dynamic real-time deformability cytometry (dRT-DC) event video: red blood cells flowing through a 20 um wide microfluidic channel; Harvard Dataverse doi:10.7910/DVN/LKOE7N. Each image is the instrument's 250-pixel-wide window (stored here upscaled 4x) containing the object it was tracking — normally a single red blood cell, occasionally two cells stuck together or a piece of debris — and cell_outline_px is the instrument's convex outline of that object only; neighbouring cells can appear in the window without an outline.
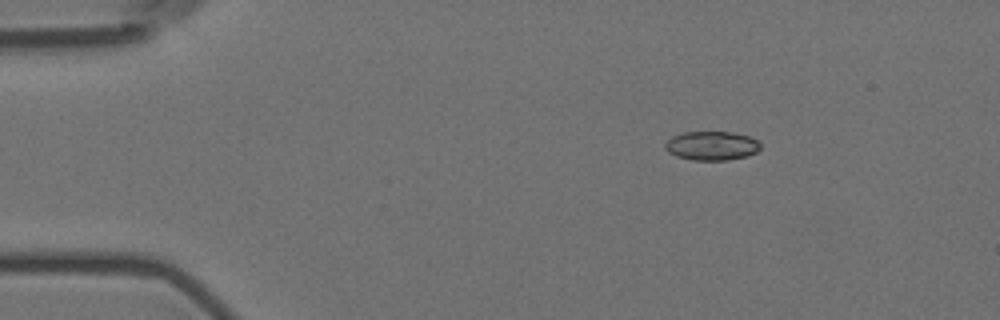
{"species": "Egyptian fruit bat (a non-hibernating species)", "species_latin": "Rousettus aegyptiacus", "temperature_condition": "room temperature", "stored_images_in_passage": 4, "camera_frame_rate_fps": 3000, "um_per_image_px": 0.085, "animal": {"sex": "female"}, "frame": {"image": 1, "passage_image": 2, "time_ms": 1.0, "image_size_px": [1000, 320], "cell_outline_px": [[760, 148], [756, 152], [748, 156], [728, 160], [692, 160], [676, 156], [668, 152], [664, 148], [664, 144], [672, 136], [684, 132], [736, 132], [748, 136], [756, 140], [760, 144]], "centroid_in_image_um": [60.48, 12.39], "position_along_channel_um": 24.5, "area_um2": 16.18}}